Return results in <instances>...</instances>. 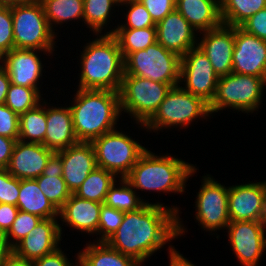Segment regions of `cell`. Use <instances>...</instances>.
I'll use <instances>...</instances> for the list:
<instances>
[{"instance_id": "51", "label": "cell", "mask_w": 266, "mask_h": 266, "mask_svg": "<svg viewBox=\"0 0 266 266\" xmlns=\"http://www.w3.org/2000/svg\"><path fill=\"white\" fill-rule=\"evenodd\" d=\"M32 0H0V6H15L20 4L29 3Z\"/></svg>"}, {"instance_id": "20", "label": "cell", "mask_w": 266, "mask_h": 266, "mask_svg": "<svg viewBox=\"0 0 266 266\" xmlns=\"http://www.w3.org/2000/svg\"><path fill=\"white\" fill-rule=\"evenodd\" d=\"M157 42L182 57L197 47L198 33L177 9L156 24Z\"/></svg>"}, {"instance_id": "1", "label": "cell", "mask_w": 266, "mask_h": 266, "mask_svg": "<svg viewBox=\"0 0 266 266\" xmlns=\"http://www.w3.org/2000/svg\"><path fill=\"white\" fill-rule=\"evenodd\" d=\"M168 206L161 202H149L138 210L124 212L122 223L105 242L143 266L167 243L188 232L180 218L182 212L179 206Z\"/></svg>"}, {"instance_id": "49", "label": "cell", "mask_w": 266, "mask_h": 266, "mask_svg": "<svg viewBox=\"0 0 266 266\" xmlns=\"http://www.w3.org/2000/svg\"><path fill=\"white\" fill-rule=\"evenodd\" d=\"M13 255L5 234L0 232V266H2Z\"/></svg>"}, {"instance_id": "29", "label": "cell", "mask_w": 266, "mask_h": 266, "mask_svg": "<svg viewBox=\"0 0 266 266\" xmlns=\"http://www.w3.org/2000/svg\"><path fill=\"white\" fill-rule=\"evenodd\" d=\"M42 3L45 16L53 32L58 35V27L77 20L83 24L84 0H39ZM56 28V29H55ZM57 31V32H55Z\"/></svg>"}, {"instance_id": "3", "label": "cell", "mask_w": 266, "mask_h": 266, "mask_svg": "<svg viewBox=\"0 0 266 266\" xmlns=\"http://www.w3.org/2000/svg\"><path fill=\"white\" fill-rule=\"evenodd\" d=\"M99 35V36H98ZM79 55L78 88L119 92L124 76V58L112 34H96Z\"/></svg>"}, {"instance_id": "14", "label": "cell", "mask_w": 266, "mask_h": 266, "mask_svg": "<svg viewBox=\"0 0 266 266\" xmlns=\"http://www.w3.org/2000/svg\"><path fill=\"white\" fill-rule=\"evenodd\" d=\"M54 51L13 48L0 59V64L7 70L11 84L34 88L41 93L42 84L39 82L45 72V58H41V54L49 57Z\"/></svg>"}, {"instance_id": "18", "label": "cell", "mask_w": 266, "mask_h": 266, "mask_svg": "<svg viewBox=\"0 0 266 266\" xmlns=\"http://www.w3.org/2000/svg\"><path fill=\"white\" fill-rule=\"evenodd\" d=\"M198 36L197 46L205 53L216 74L220 77L232 73L235 27L221 24Z\"/></svg>"}, {"instance_id": "42", "label": "cell", "mask_w": 266, "mask_h": 266, "mask_svg": "<svg viewBox=\"0 0 266 266\" xmlns=\"http://www.w3.org/2000/svg\"><path fill=\"white\" fill-rule=\"evenodd\" d=\"M157 24L176 9V0H139Z\"/></svg>"}, {"instance_id": "32", "label": "cell", "mask_w": 266, "mask_h": 266, "mask_svg": "<svg viewBox=\"0 0 266 266\" xmlns=\"http://www.w3.org/2000/svg\"><path fill=\"white\" fill-rule=\"evenodd\" d=\"M266 8V0H220L222 24L239 27L249 17Z\"/></svg>"}, {"instance_id": "34", "label": "cell", "mask_w": 266, "mask_h": 266, "mask_svg": "<svg viewBox=\"0 0 266 266\" xmlns=\"http://www.w3.org/2000/svg\"><path fill=\"white\" fill-rule=\"evenodd\" d=\"M138 193L124 178H118L106 194L104 204L123 212L135 211L149 203Z\"/></svg>"}, {"instance_id": "21", "label": "cell", "mask_w": 266, "mask_h": 266, "mask_svg": "<svg viewBox=\"0 0 266 266\" xmlns=\"http://www.w3.org/2000/svg\"><path fill=\"white\" fill-rule=\"evenodd\" d=\"M53 153L43 144L17 140L6 170L19 180L36 179L42 175Z\"/></svg>"}, {"instance_id": "27", "label": "cell", "mask_w": 266, "mask_h": 266, "mask_svg": "<svg viewBox=\"0 0 266 266\" xmlns=\"http://www.w3.org/2000/svg\"><path fill=\"white\" fill-rule=\"evenodd\" d=\"M17 207L42 219L59 217V210L44 195L35 179L20 180Z\"/></svg>"}, {"instance_id": "17", "label": "cell", "mask_w": 266, "mask_h": 266, "mask_svg": "<svg viewBox=\"0 0 266 266\" xmlns=\"http://www.w3.org/2000/svg\"><path fill=\"white\" fill-rule=\"evenodd\" d=\"M232 72L266 80V41L235 27Z\"/></svg>"}, {"instance_id": "33", "label": "cell", "mask_w": 266, "mask_h": 266, "mask_svg": "<svg viewBox=\"0 0 266 266\" xmlns=\"http://www.w3.org/2000/svg\"><path fill=\"white\" fill-rule=\"evenodd\" d=\"M112 35L118 42L123 58L157 42L156 26L143 29L115 28Z\"/></svg>"}, {"instance_id": "50", "label": "cell", "mask_w": 266, "mask_h": 266, "mask_svg": "<svg viewBox=\"0 0 266 266\" xmlns=\"http://www.w3.org/2000/svg\"><path fill=\"white\" fill-rule=\"evenodd\" d=\"M2 266H33V263L12 255Z\"/></svg>"}, {"instance_id": "26", "label": "cell", "mask_w": 266, "mask_h": 266, "mask_svg": "<svg viewBox=\"0 0 266 266\" xmlns=\"http://www.w3.org/2000/svg\"><path fill=\"white\" fill-rule=\"evenodd\" d=\"M78 251V266H142L130 256L111 248L106 242L86 243Z\"/></svg>"}, {"instance_id": "13", "label": "cell", "mask_w": 266, "mask_h": 266, "mask_svg": "<svg viewBox=\"0 0 266 266\" xmlns=\"http://www.w3.org/2000/svg\"><path fill=\"white\" fill-rule=\"evenodd\" d=\"M226 232L237 262L243 266H260L259 261L266 250V222L231 221Z\"/></svg>"}, {"instance_id": "37", "label": "cell", "mask_w": 266, "mask_h": 266, "mask_svg": "<svg viewBox=\"0 0 266 266\" xmlns=\"http://www.w3.org/2000/svg\"><path fill=\"white\" fill-rule=\"evenodd\" d=\"M124 218V212L105 205L100 209L98 231L93 242H105L120 226ZM99 235V236H98Z\"/></svg>"}, {"instance_id": "39", "label": "cell", "mask_w": 266, "mask_h": 266, "mask_svg": "<svg viewBox=\"0 0 266 266\" xmlns=\"http://www.w3.org/2000/svg\"><path fill=\"white\" fill-rule=\"evenodd\" d=\"M13 48L12 7L0 6V59Z\"/></svg>"}, {"instance_id": "6", "label": "cell", "mask_w": 266, "mask_h": 266, "mask_svg": "<svg viewBox=\"0 0 266 266\" xmlns=\"http://www.w3.org/2000/svg\"><path fill=\"white\" fill-rule=\"evenodd\" d=\"M265 89L266 80L261 77L234 72L220 76L214 99L209 104L210 114L213 118L215 113L231 109L250 115L261 108Z\"/></svg>"}, {"instance_id": "35", "label": "cell", "mask_w": 266, "mask_h": 266, "mask_svg": "<svg viewBox=\"0 0 266 266\" xmlns=\"http://www.w3.org/2000/svg\"><path fill=\"white\" fill-rule=\"evenodd\" d=\"M42 95L37 89L10 84L5 105L20 116L42 103Z\"/></svg>"}, {"instance_id": "31", "label": "cell", "mask_w": 266, "mask_h": 266, "mask_svg": "<svg viewBox=\"0 0 266 266\" xmlns=\"http://www.w3.org/2000/svg\"><path fill=\"white\" fill-rule=\"evenodd\" d=\"M117 179L113 173L97 167L90 172L74 195L81 199L104 203L106 194Z\"/></svg>"}, {"instance_id": "43", "label": "cell", "mask_w": 266, "mask_h": 266, "mask_svg": "<svg viewBox=\"0 0 266 266\" xmlns=\"http://www.w3.org/2000/svg\"><path fill=\"white\" fill-rule=\"evenodd\" d=\"M239 27L245 32L266 41V8L249 17Z\"/></svg>"}, {"instance_id": "16", "label": "cell", "mask_w": 266, "mask_h": 266, "mask_svg": "<svg viewBox=\"0 0 266 266\" xmlns=\"http://www.w3.org/2000/svg\"><path fill=\"white\" fill-rule=\"evenodd\" d=\"M62 240L59 218L41 219L36 227L13 248V255L33 262L56 251L62 246Z\"/></svg>"}, {"instance_id": "36", "label": "cell", "mask_w": 266, "mask_h": 266, "mask_svg": "<svg viewBox=\"0 0 266 266\" xmlns=\"http://www.w3.org/2000/svg\"><path fill=\"white\" fill-rule=\"evenodd\" d=\"M124 6V9H126L124 11H126V13L123 14L126 17L124 16L123 18H125V20L124 22L122 20L121 23L119 22V24L117 22V26L112 28L113 32L115 28L143 29L156 26V23L153 21L150 13L139 0H121L120 7L122 12H124L122 10Z\"/></svg>"}, {"instance_id": "23", "label": "cell", "mask_w": 266, "mask_h": 266, "mask_svg": "<svg viewBox=\"0 0 266 266\" xmlns=\"http://www.w3.org/2000/svg\"><path fill=\"white\" fill-rule=\"evenodd\" d=\"M47 102L46 100L47 128L42 144L56 153L78 143V139L73 129L72 113L69 106L57 107Z\"/></svg>"}, {"instance_id": "9", "label": "cell", "mask_w": 266, "mask_h": 266, "mask_svg": "<svg viewBox=\"0 0 266 266\" xmlns=\"http://www.w3.org/2000/svg\"><path fill=\"white\" fill-rule=\"evenodd\" d=\"M181 57L158 42L124 58V75L147 78L155 82L179 85Z\"/></svg>"}, {"instance_id": "8", "label": "cell", "mask_w": 266, "mask_h": 266, "mask_svg": "<svg viewBox=\"0 0 266 266\" xmlns=\"http://www.w3.org/2000/svg\"><path fill=\"white\" fill-rule=\"evenodd\" d=\"M12 20L14 48L55 50L57 35L50 28L39 0L12 6Z\"/></svg>"}, {"instance_id": "11", "label": "cell", "mask_w": 266, "mask_h": 266, "mask_svg": "<svg viewBox=\"0 0 266 266\" xmlns=\"http://www.w3.org/2000/svg\"><path fill=\"white\" fill-rule=\"evenodd\" d=\"M201 186L195 200V219L198 225L210 234L226 230L231 222L228 215V186L218 182L212 175L201 177Z\"/></svg>"}, {"instance_id": "12", "label": "cell", "mask_w": 266, "mask_h": 266, "mask_svg": "<svg viewBox=\"0 0 266 266\" xmlns=\"http://www.w3.org/2000/svg\"><path fill=\"white\" fill-rule=\"evenodd\" d=\"M218 80L219 76L212 64L198 46L181 57L179 85L184 90L210 104L214 99Z\"/></svg>"}, {"instance_id": "5", "label": "cell", "mask_w": 266, "mask_h": 266, "mask_svg": "<svg viewBox=\"0 0 266 266\" xmlns=\"http://www.w3.org/2000/svg\"><path fill=\"white\" fill-rule=\"evenodd\" d=\"M209 118V104L177 85L168 91L157 111L144 124V130L159 134L164 129H187L194 121Z\"/></svg>"}, {"instance_id": "38", "label": "cell", "mask_w": 266, "mask_h": 266, "mask_svg": "<svg viewBox=\"0 0 266 266\" xmlns=\"http://www.w3.org/2000/svg\"><path fill=\"white\" fill-rule=\"evenodd\" d=\"M37 215L19 210L16 219L5 234L10 247L13 249L39 223Z\"/></svg>"}, {"instance_id": "44", "label": "cell", "mask_w": 266, "mask_h": 266, "mask_svg": "<svg viewBox=\"0 0 266 266\" xmlns=\"http://www.w3.org/2000/svg\"><path fill=\"white\" fill-rule=\"evenodd\" d=\"M61 247L51 254L45 255L34 260L33 266H78V253L75 255V262L69 260L67 253H64Z\"/></svg>"}, {"instance_id": "10", "label": "cell", "mask_w": 266, "mask_h": 266, "mask_svg": "<svg viewBox=\"0 0 266 266\" xmlns=\"http://www.w3.org/2000/svg\"><path fill=\"white\" fill-rule=\"evenodd\" d=\"M120 129L105 133L91 143L97 166L117 178H125L147 148Z\"/></svg>"}, {"instance_id": "22", "label": "cell", "mask_w": 266, "mask_h": 266, "mask_svg": "<svg viewBox=\"0 0 266 266\" xmlns=\"http://www.w3.org/2000/svg\"><path fill=\"white\" fill-rule=\"evenodd\" d=\"M103 203L81 199L74 194L59 209V228L63 235L62 226L78 230L80 234L95 236L98 231L100 209ZM62 223V224H60ZM62 225V226H61Z\"/></svg>"}, {"instance_id": "48", "label": "cell", "mask_w": 266, "mask_h": 266, "mask_svg": "<svg viewBox=\"0 0 266 266\" xmlns=\"http://www.w3.org/2000/svg\"><path fill=\"white\" fill-rule=\"evenodd\" d=\"M10 84L11 82L7 70L0 64V104H5Z\"/></svg>"}, {"instance_id": "2", "label": "cell", "mask_w": 266, "mask_h": 266, "mask_svg": "<svg viewBox=\"0 0 266 266\" xmlns=\"http://www.w3.org/2000/svg\"><path fill=\"white\" fill-rule=\"evenodd\" d=\"M159 154L147 148L124 179L136 192L185 194L189 178L199 170L196 164L188 163L168 152Z\"/></svg>"}, {"instance_id": "30", "label": "cell", "mask_w": 266, "mask_h": 266, "mask_svg": "<svg viewBox=\"0 0 266 266\" xmlns=\"http://www.w3.org/2000/svg\"><path fill=\"white\" fill-rule=\"evenodd\" d=\"M47 128L46 100L19 116V141L40 143L45 139Z\"/></svg>"}, {"instance_id": "41", "label": "cell", "mask_w": 266, "mask_h": 266, "mask_svg": "<svg viewBox=\"0 0 266 266\" xmlns=\"http://www.w3.org/2000/svg\"><path fill=\"white\" fill-rule=\"evenodd\" d=\"M0 135L19 139V115L5 104H0Z\"/></svg>"}, {"instance_id": "19", "label": "cell", "mask_w": 266, "mask_h": 266, "mask_svg": "<svg viewBox=\"0 0 266 266\" xmlns=\"http://www.w3.org/2000/svg\"><path fill=\"white\" fill-rule=\"evenodd\" d=\"M56 153L62 160V177L74 194L90 172L98 167L94 147L91 142H78Z\"/></svg>"}, {"instance_id": "40", "label": "cell", "mask_w": 266, "mask_h": 266, "mask_svg": "<svg viewBox=\"0 0 266 266\" xmlns=\"http://www.w3.org/2000/svg\"><path fill=\"white\" fill-rule=\"evenodd\" d=\"M20 191V180L6 169H0V203L17 206Z\"/></svg>"}, {"instance_id": "24", "label": "cell", "mask_w": 266, "mask_h": 266, "mask_svg": "<svg viewBox=\"0 0 266 266\" xmlns=\"http://www.w3.org/2000/svg\"><path fill=\"white\" fill-rule=\"evenodd\" d=\"M176 9L199 34L222 24L220 0H176Z\"/></svg>"}, {"instance_id": "45", "label": "cell", "mask_w": 266, "mask_h": 266, "mask_svg": "<svg viewBox=\"0 0 266 266\" xmlns=\"http://www.w3.org/2000/svg\"><path fill=\"white\" fill-rule=\"evenodd\" d=\"M19 209L17 206L0 203V232L6 234L17 217Z\"/></svg>"}, {"instance_id": "46", "label": "cell", "mask_w": 266, "mask_h": 266, "mask_svg": "<svg viewBox=\"0 0 266 266\" xmlns=\"http://www.w3.org/2000/svg\"><path fill=\"white\" fill-rule=\"evenodd\" d=\"M15 143V139L0 135V169L8 166Z\"/></svg>"}, {"instance_id": "25", "label": "cell", "mask_w": 266, "mask_h": 266, "mask_svg": "<svg viewBox=\"0 0 266 266\" xmlns=\"http://www.w3.org/2000/svg\"><path fill=\"white\" fill-rule=\"evenodd\" d=\"M62 174L63 166L61 157L54 152L48 159L42 175L35 179L41 191L58 210L72 194L68 190Z\"/></svg>"}, {"instance_id": "4", "label": "cell", "mask_w": 266, "mask_h": 266, "mask_svg": "<svg viewBox=\"0 0 266 266\" xmlns=\"http://www.w3.org/2000/svg\"><path fill=\"white\" fill-rule=\"evenodd\" d=\"M76 89L69 108L78 142H92L118 128L122 115L119 92Z\"/></svg>"}, {"instance_id": "47", "label": "cell", "mask_w": 266, "mask_h": 266, "mask_svg": "<svg viewBox=\"0 0 266 266\" xmlns=\"http://www.w3.org/2000/svg\"><path fill=\"white\" fill-rule=\"evenodd\" d=\"M168 257H169V266H196L191 260L184 257L175 246L172 244L168 245Z\"/></svg>"}, {"instance_id": "15", "label": "cell", "mask_w": 266, "mask_h": 266, "mask_svg": "<svg viewBox=\"0 0 266 266\" xmlns=\"http://www.w3.org/2000/svg\"><path fill=\"white\" fill-rule=\"evenodd\" d=\"M230 221H265L266 180L228 186Z\"/></svg>"}, {"instance_id": "28", "label": "cell", "mask_w": 266, "mask_h": 266, "mask_svg": "<svg viewBox=\"0 0 266 266\" xmlns=\"http://www.w3.org/2000/svg\"><path fill=\"white\" fill-rule=\"evenodd\" d=\"M120 1L121 0H84L83 22L86 28H89V32H93V37L96 34L113 33V29H111L109 24L112 22L111 17L113 18L114 16L112 14L114 12L116 13V11L119 12Z\"/></svg>"}, {"instance_id": "7", "label": "cell", "mask_w": 266, "mask_h": 266, "mask_svg": "<svg viewBox=\"0 0 266 266\" xmlns=\"http://www.w3.org/2000/svg\"><path fill=\"white\" fill-rule=\"evenodd\" d=\"M170 89L169 84L124 75L119 90L121 113L128 114L126 117L133 119V124L143 130Z\"/></svg>"}]
</instances>
